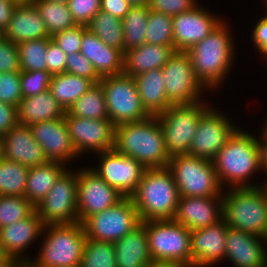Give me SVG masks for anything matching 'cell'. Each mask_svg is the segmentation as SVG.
Wrapping results in <instances>:
<instances>
[{
	"label": "cell",
	"mask_w": 267,
	"mask_h": 267,
	"mask_svg": "<svg viewBox=\"0 0 267 267\" xmlns=\"http://www.w3.org/2000/svg\"><path fill=\"white\" fill-rule=\"evenodd\" d=\"M114 149L146 169L168 167V155L157 116L115 126Z\"/></svg>",
	"instance_id": "6da1fadb"
},
{
	"label": "cell",
	"mask_w": 267,
	"mask_h": 267,
	"mask_svg": "<svg viewBox=\"0 0 267 267\" xmlns=\"http://www.w3.org/2000/svg\"><path fill=\"white\" fill-rule=\"evenodd\" d=\"M224 23L223 20L208 36L186 51L194 74L205 89L218 88L233 64L235 47L232 34Z\"/></svg>",
	"instance_id": "7a4b0ae2"
},
{
	"label": "cell",
	"mask_w": 267,
	"mask_h": 267,
	"mask_svg": "<svg viewBox=\"0 0 267 267\" xmlns=\"http://www.w3.org/2000/svg\"><path fill=\"white\" fill-rule=\"evenodd\" d=\"M218 181L231 188L257 187L247 180L261 170L257 138L239 128L212 160Z\"/></svg>",
	"instance_id": "3957f363"
},
{
	"label": "cell",
	"mask_w": 267,
	"mask_h": 267,
	"mask_svg": "<svg viewBox=\"0 0 267 267\" xmlns=\"http://www.w3.org/2000/svg\"><path fill=\"white\" fill-rule=\"evenodd\" d=\"M179 197L168 167L145 169L136 191L130 196L141 222L173 219Z\"/></svg>",
	"instance_id": "277c9868"
},
{
	"label": "cell",
	"mask_w": 267,
	"mask_h": 267,
	"mask_svg": "<svg viewBox=\"0 0 267 267\" xmlns=\"http://www.w3.org/2000/svg\"><path fill=\"white\" fill-rule=\"evenodd\" d=\"M224 194L223 219L226 224L266 239L267 186L231 188Z\"/></svg>",
	"instance_id": "5b68a950"
},
{
	"label": "cell",
	"mask_w": 267,
	"mask_h": 267,
	"mask_svg": "<svg viewBox=\"0 0 267 267\" xmlns=\"http://www.w3.org/2000/svg\"><path fill=\"white\" fill-rule=\"evenodd\" d=\"M43 233L39 255L30 260L36 267H80L87 241L82 223L44 225Z\"/></svg>",
	"instance_id": "8992f818"
},
{
	"label": "cell",
	"mask_w": 267,
	"mask_h": 267,
	"mask_svg": "<svg viewBox=\"0 0 267 267\" xmlns=\"http://www.w3.org/2000/svg\"><path fill=\"white\" fill-rule=\"evenodd\" d=\"M168 168L171 170L179 196L215 197L222 196L221 187L213 162L191 155L171 157Z\"/></svg>",
	"instance_id": "52a82bcc"
},
{
	"label": "cell",
	"mask_w": 267,
	"mask_h": 267,
	"mask_svg": "<svg viewBox=\"0 0 267 267\" xmlns=\"http://www.w3.org/2000/svg\"><path fill=\"white\" fill-rule=\"evenodd\" d=\"M145 226L149 252L154 261H172L192 266L191 231L173 219L148 220Z\"/></svg>",
	"instance_id": "ba28073f"
},
{
	"label": "cell",
	"mask_w": 267,
	"mask_h": 267,
	"mask_svg": "<svg viewBox=\"0 0 267 267\" xmlns=\"http://www.w3.org/2000/svg\"><path fill=\"white\" fill-rule=\"evenodd\" d=\"M202 102L171 105L166 111L157 115L170 158L188 154L199 118L208 109Z\"/></svg>",
	"instance_id": "9c48e42d"
},
{
	"label": "cell",
	"mask_w": 267,
	"mask_h": 267,
	"mask_svg": "<svg viewBox=\"0 0 267 267\" xmlns=\"http://www.w3.org/2000/svg\"><path fill=\"white\" fill-rule=\"evenodd\" d=\"M108 119L114 126L144 120L150 115L142 106L134 77L121 73L101 78Z\"/></svg>",
	"instance_id": "30bf717a"
},
{
	"label": "cell",
	"mask_w": 267,
	"mask_h": 267,
	"mask_svg": "<svg viewBox=\"0 0 267 267\" xmlns=\"http://www.w3.org/2000/svg\"><path fill=\"white\" fill-rule=\"evenodd\" d=\"M141 223L130 197H123L110 208L89 216L82 224L86 237L115 243Z\"/></svg>",
	"instance_id": "8fae6325"
},
{
	"label": "cell",
	"mask_w": 267,
	"mask_h": 267,
	"mask_svg": "<svg viewBox=\"0 0 267 267\" xmlns=\"http://www.w3.org/2000/svg\"><path fill=\"white\" fill-rule=\"evenodd\" d=\"M77 189V171L66 169L44 199L35 207L44 225L78 222Z\"/></svg>",
	"instance_id": "7c38bea8"
},
{
	"label": "cell",
	"mask_w": 267,
	"mask_h": 267,
	"mask_svg": "<svg viewBox=\"0 0 267 267\" xmlns=\"http://www.w3.org/2000/svg\"><path fill=\"white\" fill-rule=\"evenodd\" d=\"M167 98L171 105L202 101L203 85L197 80L189 55L175 51L162 67Z\"/></svg>",
	"instance_id": "4fadbf2b"
},
{
	"label": "cell",
	"mask_w": 267,
	"mask_h": 267,
	"mask_svg": "<svg viewBox=\"0 0 267 267\" xmlns=\"http://www.w3.org/2000/svg\"><path fill=\"white\" fill-rule=\"evenodd\" d=\"M208 108L199 118L188 155L213 160L238 129L225 115Z\"/></svg>",
	"instance_id": "5bb4252c"
},
{
	"label": "cell",
	"mask_w": 267,
	"mask_h": 267,
	"mask_svg": "<svg viewBox=\"0 0 267 267\" xmlns=\"http://www.w3.org/2000/svg\"><path fill=\"white\" fill-rule=\"evenodd\" d=\"M64 119L78 156L91 150L98 154L114 149L115 126L109 119L76 117L68 111Z\"/></svg>",
	"instance_id": "9a60e30c"
},
{
	"label": "cell",
	"mask_w": 267,
	"mask_h": 267,
	"mask_svg": "<svg viewBox=\"0 0 267 267\" xmlns=\"http://www.w3.org/2000/svg\"><path fill=\"white\" fill-rule=\"evenodd\" d=\"M77 209L78 222L104 211L119 202L124 196L108 185L92 167L78 170Z\"/></svg>",
	"instance_id": "2e32d148"
},
{
	"label": "cell",
	"mask_w": 267,
	"mask_h": 267,
	"mask_svg": "<svg viewBox=\"0 0 267 267\" xmlns=\"http://www.w3.org/2000/svg\"><path fill=\"white\" fill-rule=\"evenodd\" d=\"M98 156L101 161L92 170L124 197H130L136 191L146 168L115 149L100 152Z\"/></svg>",
	"instance_id": "e0dca14e"
},
{
	"label": "cell",
	"mask_w": 267,
	"mask_h": 267,
	"mask_svg": "<svg viewBox=\"0 0 267 267\" xmlns=\"http://www.w3.org/2000/svg\"><path fill=\"white\" fill-rule=\"evenodd\" d=\"M222 20L199 7L172 17L175 51L186 52L208 36Z\"/></svg>",
	"instance_id": "ac0fdd59"
},
{
	"label": "cell",
	"mask_w": 267,
	"mask_h": 267,
	"mask_svg": "<svg viewBox=\"0 0 267 267\" xmlns=\"http://www.w3.org/2000/svg\"><path fill=\"white\" fill-rule=\"evenodd\" d=\"M29 127L49 161L65 164L78 157L64 117L38 122Z\"/></svg>",
	"instance_id": "d6986e66"
},
{
	"label": "cell",
	"mask_w": 267,
	"mask_h": 267,
	"mask_svg": "<svg viewBox=\"0 0 267 267\" xmlns=\"http://www.w3.org/2000/svg\"><path fill=\"white\" fill-rule=\"evenodd\" d=\"M221 197V198H220ZM223 219L222 196H180L173 220L190 231L216 224Z\"/></svg>",
	"instance_id": "ffe728a7"
},
{
	"label": "cell",
	"mask_w": 267,
	"mask_h": 267,
	"mask_svg": "<svg viewBox=\"0 0 267 267\" xmlns=\"http://www.w3.org/2000/svg\"><path fill=\"white\" fill-rule=\"evenodd\" d=\"M227 224H216L191 231L192 266L209 267L225 258Z\"/></svg>",
	"instance_id": "44dd1931"
},
{
	"label": "cell",
	"mask_w": 267,
	"mask_h": 267,
	"mask_svg": "<svg viewBox=\"0 0 267 267\" xmlns=\"http://www.w3.org/2000/svg\"><path fill=\"white\" fill-rule=\"evenodd\" d=\"M267 239L227 226L225 258L235 267H267Z\"/></svg>",
	"instance_id": "7402d4cb"
},
{
	"label": "cell",
	"mask_w": 267,
	"mask_h": 267,
	"mask_svg": "<svg viewBox=\"0 0 267 267\" xmlns=\"http://www.w3.org/2000/svg\"><path fill=\"white\" fill-rule=\"evenodd\" d=\"M3 158L26 167H35L49 160L33 137L29 126L17 124L3 136Z\"/></svg>",
	"instance_id": "603a6c76"
},
{
	"label": "cell",
	"mask_w": 267,
	"mask_h": 267,
	"mask_svg": "<svg viewBox=\"0 0 267 267\" xmlns=\"http://www.w3.org/2000/svg\"><path fill=\"white\" fill-rule=\"evenodd\" d=\"M43 228L42 219L35 210L25 219L1 228L0 242L9 256L30 261L31 258L28 259V256L24 257L23 253L33 244V241L40 237L39 235L42 233Z\"/></svg>",
	"instance_id": "cb8c5ba5"
},
{
	"label": "cell",
	"mask_w": 267,
	"mask_h": 267,
	"mask_svg": "<svg viewBox=\"0 0 267 267\" xmlns=\"http://www.w3.org/2000/svg\"><path fill=\"white\" fill-rule=\"evenodd\" d=\"M80 53L93 64L100 78L123 73L124 54L106 45L88 29L83 33Z\"/></svg>",
	"instance_id": "d4e9b609"
},
{
	"label": "cell",
	"mask_w": 267,
	"mask_h": 267,
	"mask_svg": "<svg viewBox=\"0 0 267 267\" xmlns=\"http://www.w3.org/2000/svg\"><path fill=\"white\" fill-rule=\"evenodd\" d=\"M2 35L14 44L50 37L34 3L17 4L8 27Z\"/></svg>",
	"instance_id": "484cf974"
},
{
	"label": "cell",
	"mask_w": 267,
	"mask_h": 267,
	"mask_svg": "<svg viewBox=\"0 0 267 267\" xmlns=\"http://www.w3.org/2000/svg\"><path fill=\"white\" fill-rule=\"evenodd\" d=\"M174 52V46L145 43L124 53L123 73L135 77L150 70L162 69Z\"/></svg>",
	"instance_id": "4316f807"
},
{
	"label": "cell",
	"mask_w": 267,
	"mask_h": 267,
	"mask_svg": "<svg viewBox=\"0 0 267 267\" xmlns=\"http://www.w3.org/2000/svg\"><path fill=\"white\" fill-rule=\"evenodd\" d=\"M113 244L116 267H146L152 261L147 233L142 223Z\"/></svg>",
	"instance_id": "83f0119b"
},
{
	"label": "cell",
	"mask_w": 267,
	"mask_h": 267,
	"mask_svg": "<svg viewBox=\"0 0 267 267\" xmlns=\"http://www.w3.org/2000/svg\"><path fill=\"white\" fill-rule=\"evenodd\" d=\"M65 110L56 101L49 90L35 96L22 98L17 106L18 124H32L59 119L65 116Z\"/></svg>",
	"instance_id": "f1b7e54d"
},
{
	"label": "cell",
	"mask_w": 267,
	"mask_h": 267,
	"mask_svg": "<svg viewBox=\"0 0 267 267\" xmlns=\"http://www.w3.org/2000/svg\"><path fill=\"white\" fill-rule=\"evenodd\" d=\"M142 106L150 116H157L170 106L161 69L150 70L134 77Z\"/></svg>",
	"instance_id": "f546056e"
},
{
	"label": "cell",
	"mask_w": 267,
	"mask_h": 267,
	"mask_svg": "<svg viewBox=\"0 0 267 267\" xmlns=\"http://www.w3.org/2000/svg\"><path fill=\"white\" fill-rule=\"evenodd\" d=\"M66 164L48 161L30 167L24 196L36 207L48 194L60 175L67 169Z\"/></svg>",
	"instance_id": "4dcf8cb0"
},
{
	"label": "cell",
	"mask_w": 267,
	"mask_h": 267,
	"mask_svg": "<svg viewBox=\"0 0 267 267\" xmlns=\"http://www.w3.org/2000/svg\"><path fill=\"white\" fill-rule=\"evenodd\" d=\"M94 84L88 78L64 72L52 75L48 90L62 108L68 111Z\"/></svg>",
	"instance_id": "1f68e13d"
},
{
	"label": "cell",
	"mask_w": 267,
	"mask_h": 267,
	"mask_svg": "<svg viewBox=\"0 0 267 267\" xmlns=\"http://www.w3.org/2000/svg\"><path fill=\"white\" fill-rule=\"evenodd\" d=\"M34 4L44 20L45 27L50 37L77 25L73 20L68 3L36 0Z\"/></svg>",
	"instance_id": "d6a6232c"
},
{
	"label": "cell",
	"mask_w": 267,
	"mask_h": 267,
	"mask_svg": "<svg viewBox=\"0 0 267 267\" xmlns=\"http://www.w3.org/2000/svg\"><path fill=\"white\" fill-rule=\"evenodd\" d=\"M149 16L147 5L131 7L121 20L124 36V53L146 43V27Z\"/></svg>",
	"instance_id": "836d02e7"
},
{
	"label": "cell",
	"mask_w": 267,
	"mask_h": 267,
	"mask_svg": "<svg viewBox=\"0 0 267 267\" xmlns=\"http://www.w3.org/2000/svg\"><path fill=\"white\" fill-rule=\"evenodd\" d=\"M87 29L106 45L120 50L124 54V36L121 19L99 11L86 25Z\"/></svg>",
	"instance_id": "e575fe53"
},
{
	"label": "cell",
	"mask_w": 267,
	"mask_h": 267,
	"mask_svg": "<svg viewBox=\"0 0 267 267\" xmlns=\"http://www.w3.org/2000/svg\"><path fill=\"white\" fill-rule=\"evenodd\" d=\"M76 117L89 119H108L106 100L102 86L94 84L68 110Z\"/></svg>",
	"instance_id": "d590c367"
},
{
	"label": "cell",
	"mask_w": 267,
	"mask_h": 267,
	"mask_svg": "<svg viewBox=\"0 0 267 267\" xmlns=\"http://www.w3.org/2000/svg\"><path fill=\"white\" fill-rule=\"evenodd\" d=\"M29 167L5 158L0 160V196H24Z\"/></svg>",
	"instance_id": "8d00e7d4"
},
{
	"label": "cell",
	"mask_w": 267,
	"mask_h": 267,
	"mask_svg": "<svg viewBox=\"0 0 267 267\" xmlns=\"http://www.w3.org/2000/svg\"><path fill=\"white\" fill-rule=\"evenodd\" d=\"M17 47L21 71L46 70L48 38L23 41Z\"/></svg>",
	"instance_id": "74e56055"
},
{
	"label": "cell",
	"mask_w": 267,
	"mask_h": 267,
	"mask_svg": "<svg viewBox=\"0 0 267 267\" xmlns=\"http://www.w3.org/2000/svg\"><path fill=\"white\" fill-rule=\"evenodd\" d=\"M80 267H116L114 244L87 238Z\"/></svg>",
	"instance_id": "f35d334b"
},
{
	"label": "cell",
	"mask_w": 267,
	"mask_h": 267,
	"mask_svg": "<svg viewBox=\"0 0 267 267\" xmlns=\"http://www.w3.org/2000/svg\"><path fill=\"white\" fill-rule=\"evenodd\" d=\"M146 43L173 46V23L171 16L149 10Z\"/></svg>",
	"instance_id": "ab89813d"
},
{
	"label": "cell",
	"mask_w": 267,
	"mask_h": 267,
	"mask_svg": "<svg viewBox=\"0 0 267 267\" xmlns=\"http://www.w3.org/2000/svg\"><path fill=\"white\" fill-rule=\"evenodd\" d=\"M35 210L25 196H0V229L25 219Z\"/></svg>",
	"instance_id": "60d3db41"
},
{
	"label": "cell",
	"mask_w": 267,
	"mask_h": 267,
	"mask_svg": "<svg viewBox=\"0 0 267 267\" xmlns=\"http://www.w3.org/2000/svg\"><path fill=\"white\" fill-rule=\"evenodd\" d=\"M52 75L47 70L20 71V85L23 98L35 96L48 90Z\"/></svg>",
	"instance_id": "b9f144b4"
},
{
	"label": "cell",
	"mask_w": 267,
	"mask_h": 267,
	"mask_svg": "<svg viewBox=\"0 0 267 267\" xmlns=\"http://www.w3.org/2000/svg\"><path fill=\"white\" fill-rule=\"evenodd\" d=\"M22 98L20 71L0 73V102L17 107Z\"/></svg>",
	"instance_id": "7bdbcfd3"
},
{
	"label": "cell",
	"mask_w": 267,
	"mask_h": 267,
	"mask_svg": "<svg viewBox=\"0 0 267 267\" xmlns=\"http://www.w3.org/2000/svg\"><path fill=\"white\" fill-rule=\"evenodd\" d=\"M86 29V25H76L71 29L54 34L51 39L66 55L77 53L80 52L83 33Z\"/></svg>",
	"instance_id": "ee69618b"
},
{
	"label": "cell",
	"mask_w": 267,
	"mask_h": 267,
	"mask_svg": "<svg viewBox=\"0 0 267 267\" xmlns=\"http://www.w3.org/2000/svg\"><path fill=\"white\" fill-rule=\"evenodd\" d=\"M65 72L88 78L95 84L99 83L101 80L95 71L93 64L80 52L67 55Z\"/></svg>",
	"instance_id": "f6af8a7d"
},
{
	"label": "cell",
	"mask_w": 267,
	"mask_h": 267,
	"mask_svg": "<svg viewBox=\"0 0 267 267\" xmlns=\"http://www.w3.org/2000/svg\"><path fill=\"white\" fill-rule=\"evenodd\" d=\"M101 0H69L68 6L77 25H87L100 11Z\"/></svg>",
	"instance_id": "bcb514c9"
},
{
	"label": "cell",
	"mask_w": 267,
	"mask_h": 267,
	"mask_svg": "<svg viewBox=\"0 0 267 267\" xmlns=\"http://www.w3.org/2000/svg\"><path fill=\"white\" fill-rule=\"evenodd\" d=\"M149 10L167 14L171 17L192 10L196 0H148Z\"/></svg>",
	"instance_id": "7dc6e473"
},
{
	"label": "cell",
	"mask_w": 267,
	"mask_h": 267,
	"mask_svg": "<svg viewBox=\"0 0 267 267\" xmlns=\"http://www.w3.org/2000/svg\"><path fill=\"white\" fill-rule=\"evenodd\" d=\"M21 71L17 44L0 35V73Z\"/></svg>",
	"instance_id": "c3c4849f"
},
{
	"label": "cell",
	"mask_w": 267,
	"mask_h": 267,
	"mask_svg": "<svg viewBox=\"0 0 267 267\" xmlns=\"http://www.w3.org/2000/svg\"><path fill=\"white\" fill-rule=\"evenodd\" d=\"M46 70L51 74H61L65 72L67 55L60 47L51 39L48 38Z\"/></svg>",
	"instance_id": "681fc988"
},
{
	"label": "cell",
	"mask_w": 267,
	"mask_h": 267,
	"mask_svg": "<svg viewBox=\"0 0 267 267\" xmlns=\"http://www.w3.org/2000/svg\"><path fill=\"white\" fill-rule=\"evenodd\" d=\"M18 124L17 107L0 102V135L4 136Z\"/></svg>",
	"instance_id": "f907efd6"
},
{
	"label": "cell",
	"mask_w": 267,
	"mask_h": 267,
	"mask_svg": "<svg viewBox=\"0 0 267 267\" xmlns=\"http://www.w3.org/2000/svg\"><path fill=\"white\" fill-rule=\"evenodd\" d=\"M252 32V41L256 49L267 57V13L257 22Z\"/></svg>",
	"instance_id": "816d5d0a"
},
{
	"label": "cell",
	"mask_w": 267,
	"mask_h": 267,
	"mask_svg": "<svg viewBox=\"0 0 267 267\" xmlns=\"http://www.w3.org/2000/svg\"><path fill=\"white\" fill-rule=\"evenodd\" d=\"M131 6L126 0H101L100 10L113 15L116 18L123 19L129 12Z\"/></svg>",
	"instance_id": "f5cc1de1"
},
{
	"label": "cell",
	"mask_w": 267,
	"mask_h": 267,
	"mask_svg": "<svg viewBox=\"0 0 267 267\" xmlns=\"http://www.w3.org/2000/svg\"><path fill=\"white\" fill-rule=\"evenodd\" d=\"M17 4L13 0H0V35L7 29Z\"/></svg>",
	"instance_id": "db71d44e"
},
{
	"label": "cell",
	"mask_w": 267,
	"mask_h": 267,
	"mask_svg": "<svg viewBox=\"0 0 267 267\" xmlns=\"http://www.w3.org/2000/svg\"><path fill=\"white\" fill-rule=\"evenodd\" d=\"M257 139V146L259 150V161L261 164V170L267 172V142L263 138ZM267 181V180H266ZM265 186H267V182L265 183Z\"/></svg>",
	"instance_id": "11a10c76"
},
{
	"label": "cell",
	"mask_w": 267,
	"mask_h": 267,
	"mask_svg": "<svg viewBox=\"0 0 267 267\" xmlns=\"http://www.w3.org/2000/svg\"><path fill=\"white\" fill-rule=\"evenodd\" d=\"M146 267H195V266H190L178 262H172V261H154L152 260L151 262L148 263Z\"/></svg>",
	"instance_id": "9f6ffc18"
},
{
	"label": "cell",
	"mask_w": 267,
	"mask_h": 267,
	"mask_svg": "<svg viewBox=\"0 0 267 267\" xmlns=\"http://www.w3.org/2000/svg\"><path fill=\"white\" fill-rule=\"evenodd\" d=\"M25 262L26 260L21 258L9 256L5 261L0 263V267H22Z\"/></svg>",
	"instance_id": "6f0895ef"
},
{
	"label": "cell",
	"mask_w": 267,
	"mask_h": 267,
	"mask_svg": "<svg viewBox=\"0 0 267 267\" xmlns=\"http://www.w3.org/2000/svg\"><path fill=\"white\" fill-rule=\"evenodd\" d=\"M131 7H139L148 4V0H126Z\"/></svg>",
	"instance_id": "680465c9"
},
{
	"label": "cell",
	"mask_w": 267,
	"mask_h": 267,
	"mask_svg": "<svg viewBox=\"0 0 267 267\" xmlns=\"http://www.w3.org/2000/svg\"><path fill=\"white\" fill-rule=\"evenodd\" d=\"M9 255L5 252L3 244L0 242V263L5 261Z\"/></svg>",
	"instance_id": "91938a15"
},
{
	"label": "cell",
	"mask_w": 267,
	"mask_h": 267,
	"mask_svg": "<svg viewBox=\"0 0 267 267\" xmlns=\"http://www.w3.org/2000/svg\"><path fill=\"white\" fill-rule=\"evenodd\" d=\"M265 123H266L265 127L263 128L264 130H262V133H261L263 136L261 137L263 138V140L267 142V121Z\"/></svg>",
	"instance_id": "94428289"
},
{
	"label": "cell",
	"mask_w": 267,
	"mask_h": 267,
	"mask_svg": "<svg viewBox=\"0 0 267 267\" xmlns=\"http://www.w3.org/2000/svg\"><path fill=\"white\" fill-rule=\"evenodd\" d=\"M3 158V136L0 135V160Z\"/></svg>",
	"instance_id": "6125c7cd"
},
{
	"label": "cell",
	"mask_w": 267,
	"mask_h": 267,
	"mask_svg": "<svg viewBox=\"0 0 267 267\" xmlns=\"http://www.w3.org/2000/svg\"><path fill=\"white\" fill-rule=\"evenodd\" d=\"M18 4H25V3H34L36 0H13Z\"/></svg>",
	"instance_id": "be15d7a7"
},
{
	"label": "cell",
	"mask_w": 267,
	"mask_h": 267,
	"mask_svg": "<svg viewBox=\"0 0 267 267\" xmlns=\"http://www.w3.org/2000/svg\"><path fill=\"white\" fill-rule=\"evenodd\" d=\"M22 267H36L31 261H26Z\"/></svg>",
	"instance_id": "e7e4bbea"
},
{
	"label": "cell",
	"mask_w": 267,
	"mask_h": 267,
	"mask_svg": "<svg viewBox=\"0 0 267 267\" xmlns=\"http://www.w3.org/2000/svg\"><path fill=\"white\" fill-rule=\"evenodd\" d=\"M50 1H57V2L68 3L69 0H50Z\"/></svg>",
	"instance_id": "03108f58"
}]
</instances>
